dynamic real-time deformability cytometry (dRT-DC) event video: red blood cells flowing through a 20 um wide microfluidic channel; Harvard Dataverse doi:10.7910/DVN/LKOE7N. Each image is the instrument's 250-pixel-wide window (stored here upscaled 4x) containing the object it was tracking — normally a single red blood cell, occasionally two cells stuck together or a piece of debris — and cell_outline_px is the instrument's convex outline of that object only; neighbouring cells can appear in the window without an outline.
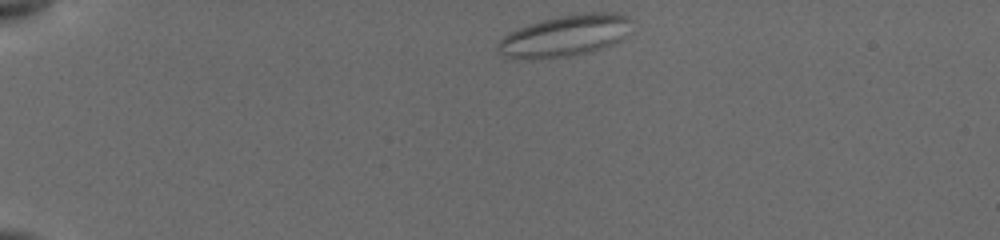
{"species": "common noctule bat (a hibernating species)", "species_latin": "Nyctalus noctula", "temperature_condition": "cold", "stored_images_in_passage": 38, "camera_frame_rate_fps": 3000, "um_per_image_px": 0.085, "animal": {"sex": "female", "body_mass_g": 19.5, "forearm_length_mm": 54.1}, "frame": {"image": 1, "passage_image": 1, "time_ms": 0.0, "image_size_px": [1000, 240], "cell_outline_px": [[632, 20], [624, 36], [620, 40], [612, 44], [588, 52], [572, 56], [540, 60], [504, 56], [496, 48], [496, 44], [504, 36], [528, 24], [560, 16], [588, 12], [612, 12], [628, 16]], "centroid_in_image_um": [48.02, 3.05], "position_along_channel_um": 37.0, "area_um2": 32.02}}
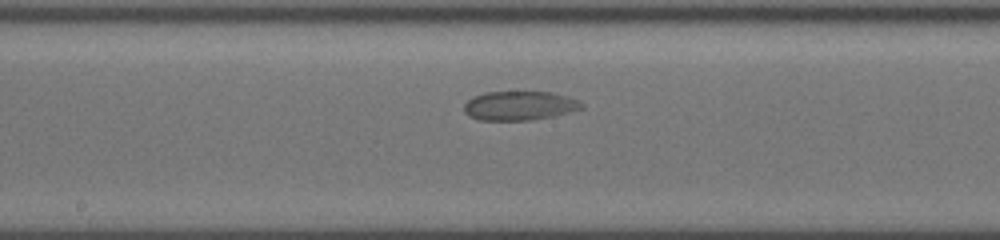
{"frame": {"image": 2, "passage_image": 16, "time_ms": 6.333, "image_size_px": [1000, 240], "cell_outline_px": [[584, 108], [552, 116], [528, 120], [480, 120], [468, 116], [464, 112], [464, 104], [472, 96], [484, 92], [552, 92], [568, 96], [584, 104]], "centroid_in_image_um": [44.12, 8.98], "position_along_channel_um": 204.1, "area_um2": 19.94}}
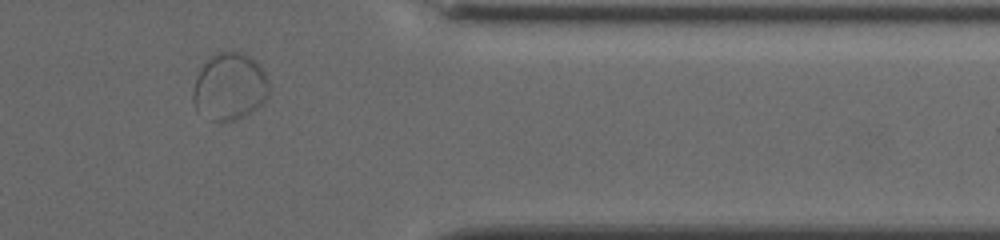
{"frame": {"image": 3, "passage_image": 32, "time_ms": 11.667, "image_size_px": [1000, 240], "cell_outline_px": [[268, 96], [256, 108], [236, 120], [212, 120], [196, 108], [192, 104], [192, 88], [196, 76], [208, 56], [216, 52], [244, 52], [256, 60], [264, 72], [268, 80]], "centroid_in_image_um": [19.49, 7.32], "position_along_channel_um": 391.9, "area_um2": 29.77}}